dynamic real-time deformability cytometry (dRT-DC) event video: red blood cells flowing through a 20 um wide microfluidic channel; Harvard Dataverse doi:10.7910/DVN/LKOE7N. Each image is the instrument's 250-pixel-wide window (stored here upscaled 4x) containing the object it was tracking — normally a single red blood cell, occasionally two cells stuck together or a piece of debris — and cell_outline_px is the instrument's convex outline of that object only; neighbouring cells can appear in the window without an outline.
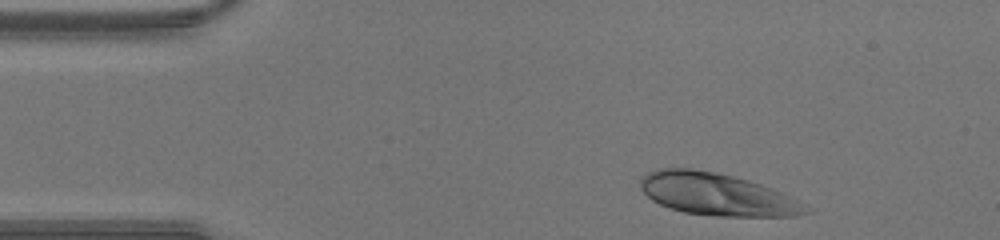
{"species": "human", "species_latin": "Homo sapiens", "temperature_condition": "warm", "stored_images_in_passage": 32, "camera_frame_rate_fps": 3000, "um_per_image_px": 0.085, "donor": {"sex": "male"}, "frame": {"image": 1, "passage_image": 2, "time_ms": 0.333, "image_size_px": [1000, 240], "cell_outline_px": [[816, 208], [808, 212], [796, 216], [712, 216], [684, 212], [668, 208], [652, 200], [640, 188], [640, 180], [648, 172], [660, 168], [692, 168], [716, 172], [748, 180], [772, 188], [792, 196]], "centroid_in_image_um": [61.0, 16.52], "position_along_channel_um": 24.0, "area_um2": 41.15}}
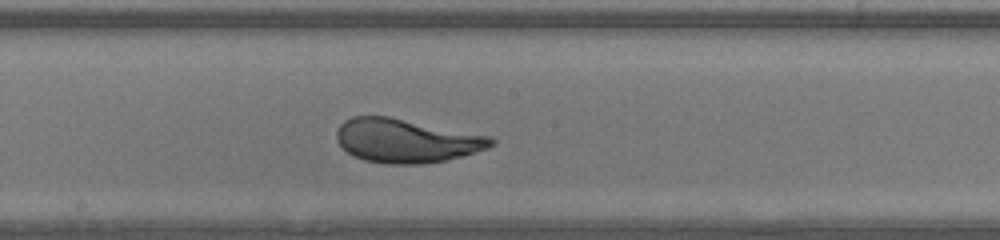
{"frame": {"image": 2, "passage_image": 19, "time_ms": 6.0, "image_size_px": [1000, 240], "cell_outline_px": [[496, 144], [488, 148], [464, 156], [444, 160], [420, 164], [384, 164], [364, 160], [352, 156], [336, 140], [336, 132], [340, 124], [344, 120], [352, 116], [388, 116], [492, 136], [496, 140]], "centroid_in_image_um": [34.55, 11.96], "position_along_channel_um": 213.7, "area_um2": 39.71}}
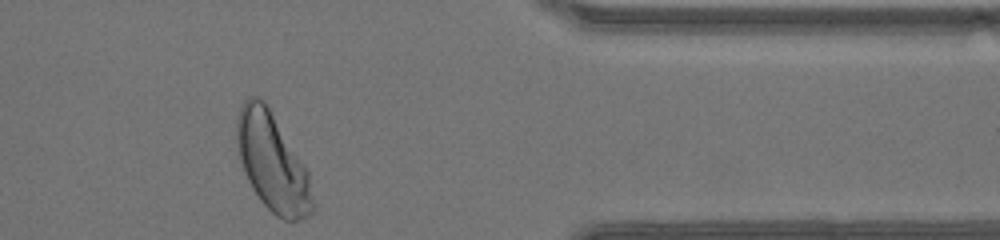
{"frame": {"image": 3, "passage_image": 32, "time_ms": 10.333, "image_size_px": [1000, 240], "cell_outline_px": [[316, 212], [308, 216], [296, 220], [284, 220], [276, 216], [260, 200], [252, 188], [244, 172], [240, 160], [236, 136], [236, 120], [240, 108], [244, 100], [248, 96], [260, 96], [264, 100], [308, 172], [316, 208]], "centroid_in_image_um": [23.16, 13.82], "position_along_channel_um": 388.2, "area_um2": 43.18}}